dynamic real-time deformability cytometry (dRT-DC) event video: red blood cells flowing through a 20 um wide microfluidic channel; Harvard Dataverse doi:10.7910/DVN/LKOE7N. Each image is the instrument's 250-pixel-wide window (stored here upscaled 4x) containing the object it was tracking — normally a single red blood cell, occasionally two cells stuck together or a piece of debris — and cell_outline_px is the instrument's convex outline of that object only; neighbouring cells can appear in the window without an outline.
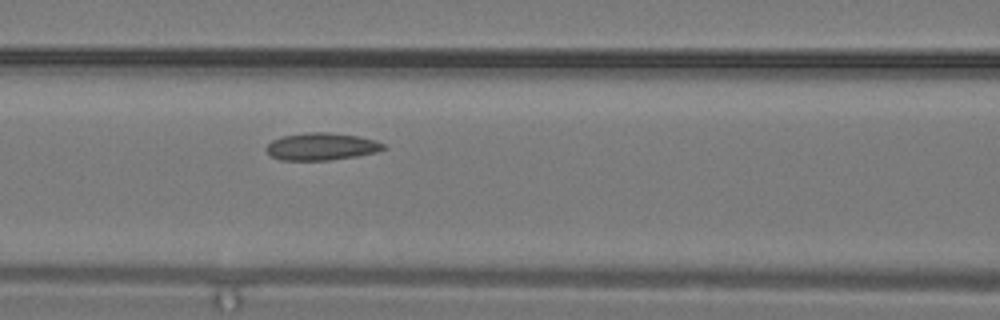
{"species": "common noctule bat (a hibernating species)", "species_latin": "Nyctalus noctula", "temperature_condition": "warm", "stored_images_in_passage": 6, "camera_frame_rate_fps": 3000, "um_per_image_px": 0.085, "animal": {"sex": "male", "body_mass_g": 19.2, "forearm_length_mm": 51.8}, "frame": {"image": 1, "passage_image": 6, "time_ms": 1.667, "image_size_px": [1000, 320], "cell_outline_px": [[388, 148], [376, 152], [356, 156], [328, 160], [280, 160], [268, 156], [264, 148], [272, 140], [280, 136], [308, 132], [328, 132], [360, 136], [376, 140], [384, 144]], "centroid_in_image_um": [27.29, 12.45], "position_along_channel_um": 139.3, "area_um2": 18.96}}